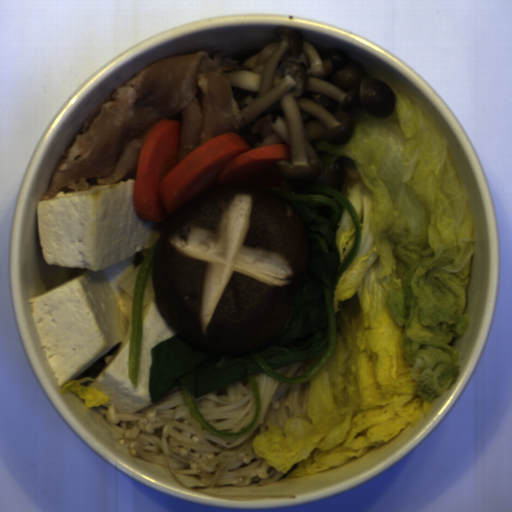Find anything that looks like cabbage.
Masks as SVG:
<instances>
[{
    "label": "cabbage",
    "mask_w": 512,
    "mask_h": 512,
    "mask_svg": "<svg viewBox=\"0 0 512 512\" xmlns=\"http://www.w3.org/2000/svg\"><path fill=\"white\" fill-rule=\"evenodd\" d=\"M387 119L352 113L348 142H318L353 161L345 196L360 241L332 302L336 342L308 382L306 412L251 445L271 467L308 477L365 458L418 423L455 384L475 239L469 198L434 121L392 90Z\"/></svg>",
    "instance_id": "obj_1"
},
{
    "label": "cabbage",
    "mask_w": 512,
    "mask_h": 512,
    "mask_svg": "<svg viewBox=\"0 0 512 512\" xmlns=\"http://www.w3.org/2000/svg\"><path fill=\"white\" fill-rule=\"evenodd\" d=\"M141 265L142 263L119 284H116L118 289V299L116 306L121 315L126 320V330L124 337L120 342L119 346L116 348V350L113 353L106 356V364L109 363L113 359V357L120 351V349L132 338V308Z\"/></svg>",
    "instance_id": "obj_2"
},
{
    "label": "cabbage",
    "mask_w": 512,
    "mask_h": 512,
    "mask_svg": "<svg viewBox=\"0 0 512 512\" xmlns=\"http://www.w3.org/2000/svg\"><path fill=\"white\" fill-rule=\"evenodd\" d=\"M355 235L356 228L353 217L346 209H342L335 238L339 257V264L336 272L345 264L355 243Z\"/></svg>",
    "instance_id": "obj_3"
},
{
    "label": "cabbage",
    "mask_w": 512,
    "mask_h": 512,
    "mask_svg": "<svg viewBox=\"0 0 512 512\" xmlns=\"http://www.w3.org/2000/svg\"><path fill=\"white\" fill-rule=\"evenodd\" d=\"M93 378H83L81 380H74L65 384L59 394L64 395H77L79 399L84 402L86 408L96 407L108 403L107 396L99 389L89 387L85 383L94 382Z\"/></svg>",
    "instance_id": "obj_4"
},
{
    "label": "cabbage",
    "mask_w": 512,
    "mask_h": 512,
    "mask_svg": "<svg viewBox=\"0 0 512 512\" xmlns=\"http://www.w3.org/2000/svg\"><path fill=\"white\" fill-rule=\"evenodd\" d=\"M153 267H154V263L151 267L150 273H149L147 281L145 283L142 309H141V323L143 322L144 318L146 317V315L148 314V312L150 311V309L152 308V306L155 303L153 282H152Z\"/></svg>",
    "instance_id": "obj_5"
},
{
    "label": "cabbage",
    "mask_w": 512,
    "mask_h": 512,
    "mask_svg": "<svg viewBox=\"0 0 512 512\" xmlns=\"http://www.w3.org/2000/svg\"><path fill=\"white\" fill-rule=\"evenodd\" d=\"M325 349H326V347L323 350H321L318 354L313 356L312 358L298 362V363H302V375L306 374L308 371H310L315 366V364L323 356Z\"/></svg>",
    "instance_id": "obj_6"
}]
</instances>
